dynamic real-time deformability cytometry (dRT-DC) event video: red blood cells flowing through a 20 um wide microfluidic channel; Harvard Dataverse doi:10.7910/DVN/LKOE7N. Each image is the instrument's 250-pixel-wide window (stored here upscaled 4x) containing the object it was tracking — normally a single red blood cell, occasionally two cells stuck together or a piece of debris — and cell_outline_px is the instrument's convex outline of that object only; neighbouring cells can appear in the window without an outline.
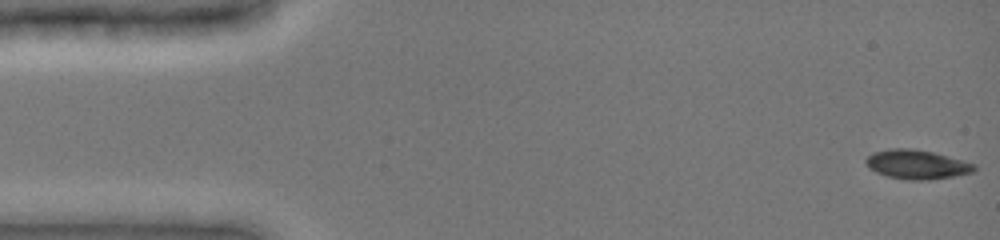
{"species": "common noctule bat (a hibernating species)", "species_latin": "Nyctalus noctula", "temperature_condition": "cold", "stored_images_in_passage": 8, "camera_frame_rate_fps": 3000, "um_per_image_px": 0.085, "animal": {"sex": "female", "body_mass_g": 19.0, "forearm_length_mm": 51.5}, "frame": {"image": 1, "passage_image": 1, "time_ms": 0.0, "image_size_px": [1000, 240], "cell_outline_px": [[976, 168], [972, 172], [952, 176], [928, 180], [908, 180], [888, 176], [876, 172], [868, 168], [864, 160], [872, 152], [888, 148], [912, 148], [932, 152], [964, 160], [976, 164]], "centroid_in_image_um": [77.9, 13.96], "position_along_channel_um": 7.1, "area_um2": 18.5}}